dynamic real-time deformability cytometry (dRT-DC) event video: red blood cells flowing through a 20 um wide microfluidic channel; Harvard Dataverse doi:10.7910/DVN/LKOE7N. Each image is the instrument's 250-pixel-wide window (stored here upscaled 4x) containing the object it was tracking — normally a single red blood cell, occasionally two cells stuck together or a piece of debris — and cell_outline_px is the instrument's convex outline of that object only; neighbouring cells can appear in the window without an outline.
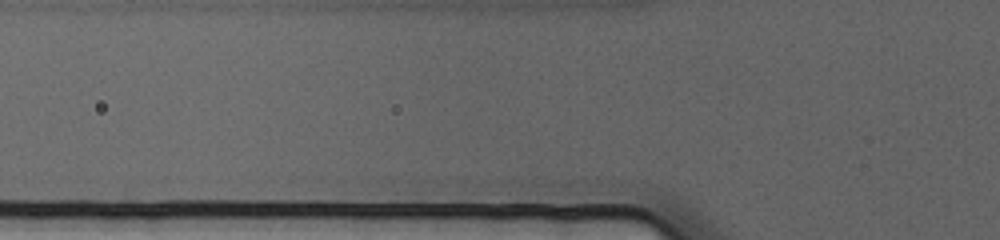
{"species": "human", "species_latin": "Homo sapiens", "temperature_condition": "cold", "stored_images_in_passage": 4, "camera_frame_rate_fps": 3000, "um_per_image_px": 0.085, "donor": {"sex": "female"}, "frame": {"image": 1, "passage_image": 3, "time_ms": 0.667, "image_size_px": [1000, 240], "cell_outline_px": [[632, 208], [488, 208], [456, 184], [464, 180], [608, 180], [620, 184], [624, 188]], "centroid_in_image_um": [46.54, 16.47], "position_along_channel_um": 79.3, "area_um2": 31.33}}